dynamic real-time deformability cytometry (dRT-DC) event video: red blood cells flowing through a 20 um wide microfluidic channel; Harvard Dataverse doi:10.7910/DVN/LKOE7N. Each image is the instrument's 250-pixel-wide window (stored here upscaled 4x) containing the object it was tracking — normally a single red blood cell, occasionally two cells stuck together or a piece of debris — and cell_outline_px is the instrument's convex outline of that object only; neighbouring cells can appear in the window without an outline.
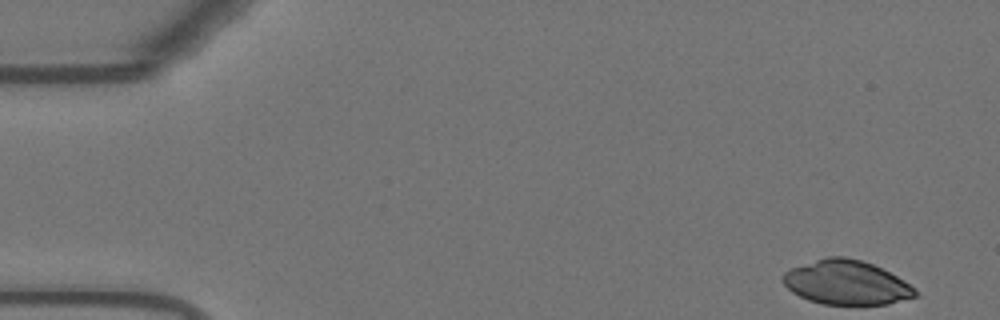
{"species": "Egyptian fruit bat (a non-hibernating species)", "species_latin": "Rousettus aegyptiacus", "temperature_condition": "warm", "stored_images_in_passage": 53, "camera_frame_rate_fps": 3000, "um_per_image_px": 0.085, "animal": {"sex": "female"}, "frame": {"image": 1, "passage_image": 1, "time_ms": 0.0, "image_size_px": [1000, 320], "cell_outline_px": [[920, 296], [888, 304], [824, 304], [808, 300], [792, 292], [780, 280], [784, 272], [792, 268], [828, 256], [844, 256], [860, 260], [872, 264], [904, 280], [916, 288], [920, 292]], "centroid_in_image_um": [71.98, 24.03], "position_along_channel_um": 13.0, "area_um2": 34.1}}
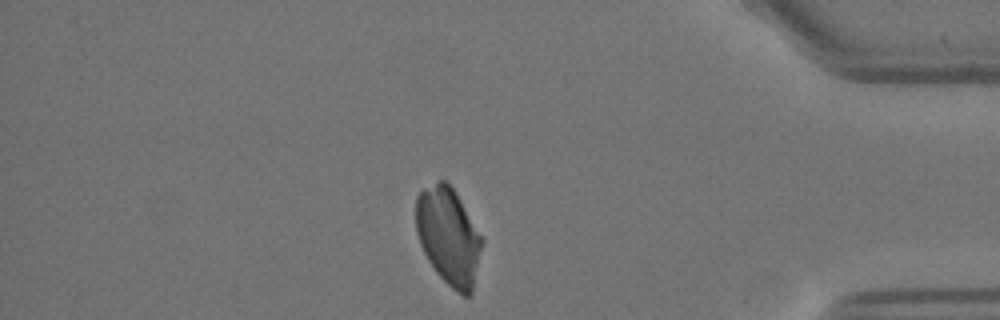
{"frame": {"image": 2, "passage_image": 45, "time_ms": 14.667, "image_size_px": [1000, 320], "cell_outline_px": [[480, 248], [472, 296], [464, 296], [456, 292], [436, 272], [428, 260], [420, 244], [416, 232], [416, 196], [424, 188], [436, 180], [444, 180], [452, 188], [480, 236]], "centroid_in_image_um": [38.07, 20.09], "position_along_channel_um": 397.1, "area_um2": 36.41}}